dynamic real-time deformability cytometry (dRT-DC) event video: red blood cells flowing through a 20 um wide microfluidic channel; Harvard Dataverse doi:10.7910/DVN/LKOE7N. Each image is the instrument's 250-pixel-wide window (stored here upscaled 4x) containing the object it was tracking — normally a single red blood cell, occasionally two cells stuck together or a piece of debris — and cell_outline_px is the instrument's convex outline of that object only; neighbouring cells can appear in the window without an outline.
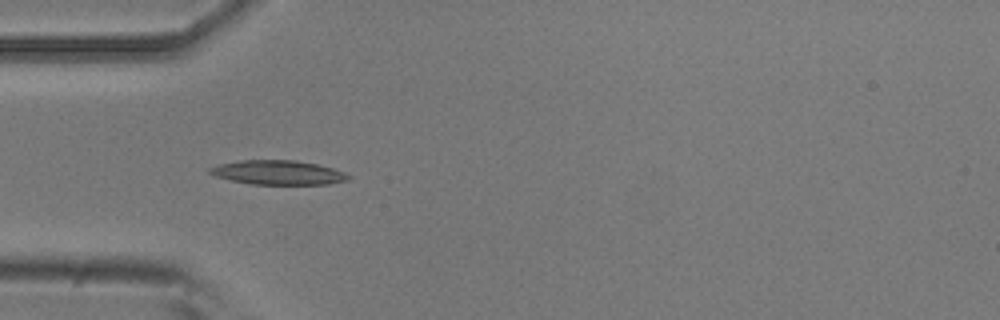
{"species": "common noctule bat (a hibernating species)", "species_latin": "Nyctalus noctula", "temperature_condition": "room temperature", "stored_images_in_passage": 6, "camera_frame_rate_fps": 3000, "um_per_image_px": 0.085, "animal": {"sex": "male", "body_mass_g": 20.5, "forearm_length_mm": 52.5}, "frame": {"image": 1, "passage_image": 5, "time_ms": 1.333, "image_size_px": [1000, 320], "cell_outline_px": [[352, 176], [348, 180], [328, 184], [252, 184], [232, 180], [216, 176], [208, 172], [208, 168], [220, 164], [240, 160], [296, 160], [316, 164], [332, 168], [344, 172]], "centroid_in_image_um": [23.65, 14.66], "position_along_channel_um": 61.3, "area_um2": 19.48}}
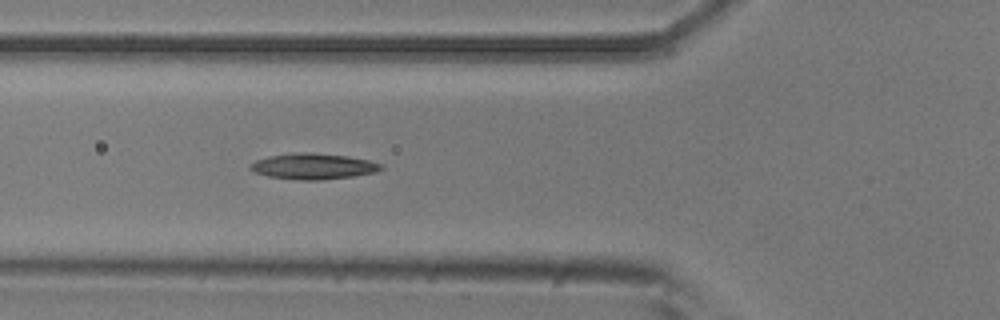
{"frame": {"image": 2, "passage_image": 6, "time_ms": 1.667, "image_size_px": [1000, 320], "cell_outline_px": [[384, 168], [376, 172], [352, 176], [320, 180], [300, 180], [268, 176], [256, 172], [248, 168], [248, 164], [256, 160], [268, 156], [292, 152], [312, 152], [348, 156], [368, 160], [384, 164]], "centroid_in_image_um": [26.62, 14.12], "position_along_channel_um": 99.2, "area_um2": 19.88}}